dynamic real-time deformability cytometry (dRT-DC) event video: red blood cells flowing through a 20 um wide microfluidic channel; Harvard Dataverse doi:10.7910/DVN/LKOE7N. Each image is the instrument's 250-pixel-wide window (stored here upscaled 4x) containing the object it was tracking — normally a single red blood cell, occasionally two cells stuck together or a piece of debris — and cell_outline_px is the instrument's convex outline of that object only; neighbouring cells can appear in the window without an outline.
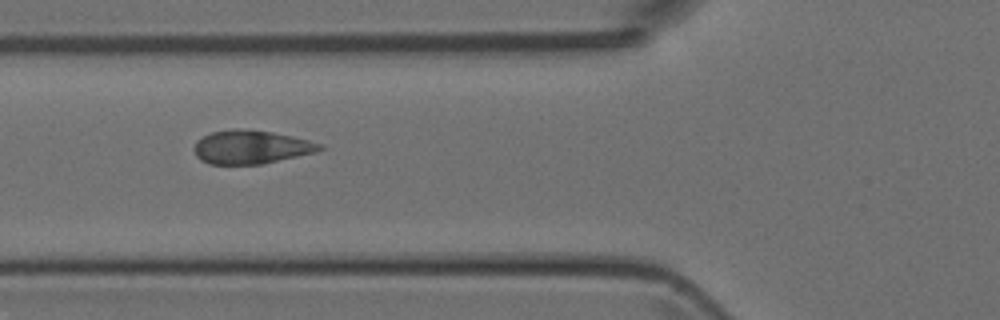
{"species": "Egyptian fruit bat (a non-hibernating species)", "species_latin": "Rousettus aegyptiacus", "temperature_condition": "room temperature", "stored_images_in_passage": 4, "camera_frame_rate_fps": 3000, "um_per_image_px": 0.085, "animal": {"sex": "female"}, "frame": {"image": 1, "passage_image": 2, "time_ms": 2.0, "image_size_px": [1000, 320], "cell_outline_px": [[324, 148], [316, 152], [260, 164], [208, 164], [200, 160], [196, 156], [192, 148], [196, 140], [212, 132], [232, 128], [236, 128], [272, 132], [292, 136], [324, 144]], "centroid_in_image_um": [21.31, 12.5], "position_along_channel_um": 104.5, "area_um2": 24.62}}
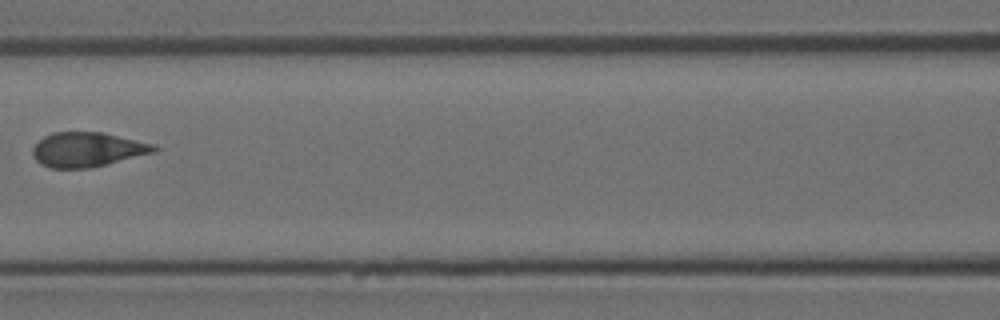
{"frame": {"image": 2, "passage_image": 3, "time_ms": 3.333, "image_size_px": [1000, 320], "cell_outline_px": [[160, 148], [152, 152], [88, 168], [52, 168], [40, 164], [36, 160], [32, 152], [32, 148], [44, 136], [52, 132], [104, 132], [152, 144]], "centroid_in_image_um": [7.36, 12.7], "position_along_channel_um": 159.2, "area_um2": 23.99}}
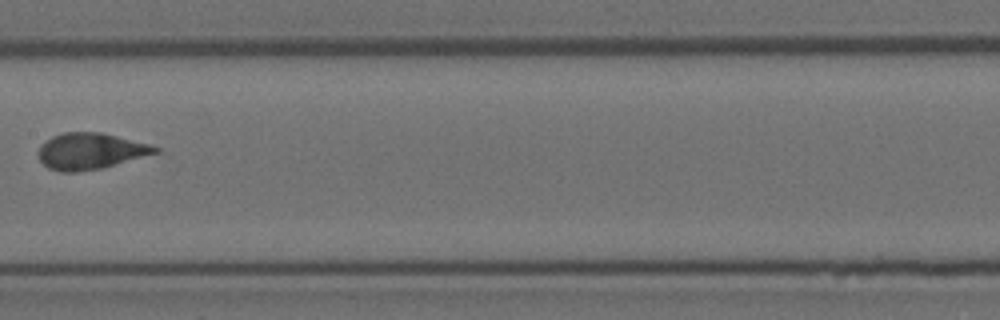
{"frame": {"image": 3, "passage_image": 4, "time_ms": 4.333, "image_size_px": [1000, 320], "cell_outline_px": [[160, 152], [104, 168], [76, 172], [60, 172], [48, 168], [40, 160], [36, 152], [40, 144], [52, 136], [64, 132], [100, 132], [148, 144], [160, 148]], "centroid_in_image_um": [7.65, 12.86], "position_along_channel_um": 199.8, "area_um2": 24.85}}